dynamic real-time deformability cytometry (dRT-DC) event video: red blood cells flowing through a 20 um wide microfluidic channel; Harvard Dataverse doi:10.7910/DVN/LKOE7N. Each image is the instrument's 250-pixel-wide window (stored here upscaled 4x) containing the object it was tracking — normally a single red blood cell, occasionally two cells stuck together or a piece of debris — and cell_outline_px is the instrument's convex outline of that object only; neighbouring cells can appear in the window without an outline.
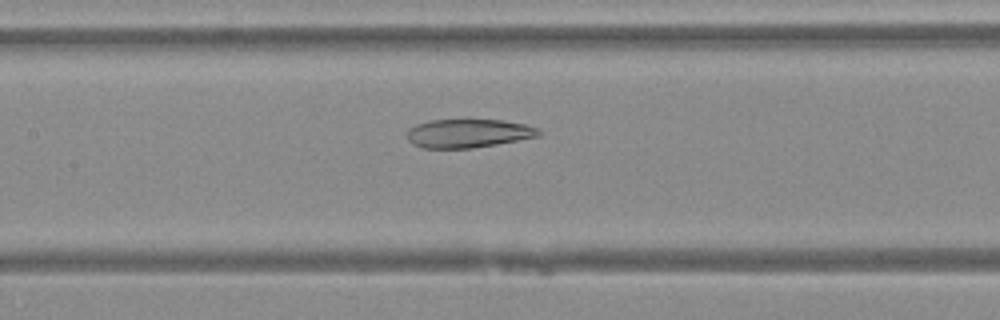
{"species": "Egyptian fruit bat (a non-hibernating species)", "species_latin": "Rousettus aegyptiacus", "temperature_condition": "warm", "stored_images_in_passage": 41, "camera_frame_rate_fps": 3000, "um_per_image_px": 0.085, "animal": {"sex": "female"}, "frame": {"image": 1, "passage_image": 15, "time_ms": 4.667, "image_size_px": [1000, 320], "cell_outline_px": [[544, 132], [540, 136], [496, 144], [472, 148], [420, 148], [412, 144], [408, 140], [408, 128], [416, 124], [432, 120], [468, 116], [504, 120], [524, 124], [540, 128]], "centroid_in_image_um": [39.83, 11.28], "position_along_channel_um": 167.6, "area_um2": 23.12}}
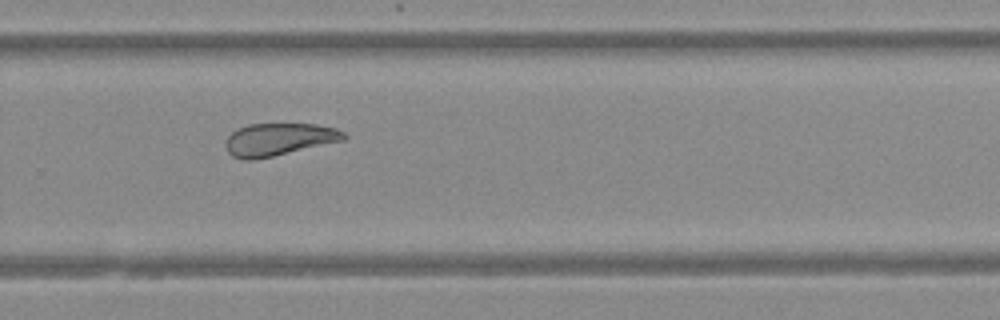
{"frame": {"image": 2, "passage_image": 25, "time_ms": 8.0, "image_size_px": [1000, 320], "cell_outline_px": [[348, 136], [344, 140], [272, 156], [252, 160], [244, 160], [232, 156], [228, 152], [224, 144], [224, 140], [236, 128], [248, 124], [316, 124], [336, 128], [344, 132]], "centroid_in_image_um": [23.66, 11.84], "position_along_channel_um": 306.1, "area_um2": 22.43}}
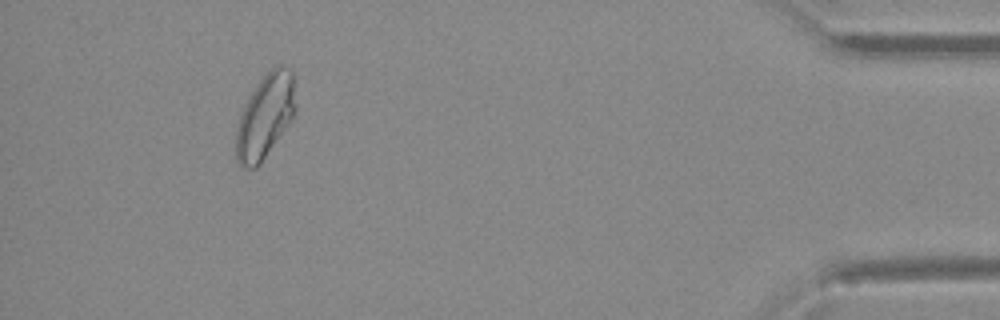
{"frame": {"image": 3, "passage_image": 37, "time_ms": 12.0, "image_size_px": [1000, 320], "cell_outline_px": [[296, 108], [292, 120], [260, 164], [256, 168], [244, 168], [236, 160], [236, 128], [240, 112], [248, 96], [256, 84], [272, 68], [280, 64], [292, 68]], "centroid_in_image_um": [22.54, 9.87], "position_along_channel_um": 412.7, "area_um2": 29.42}}